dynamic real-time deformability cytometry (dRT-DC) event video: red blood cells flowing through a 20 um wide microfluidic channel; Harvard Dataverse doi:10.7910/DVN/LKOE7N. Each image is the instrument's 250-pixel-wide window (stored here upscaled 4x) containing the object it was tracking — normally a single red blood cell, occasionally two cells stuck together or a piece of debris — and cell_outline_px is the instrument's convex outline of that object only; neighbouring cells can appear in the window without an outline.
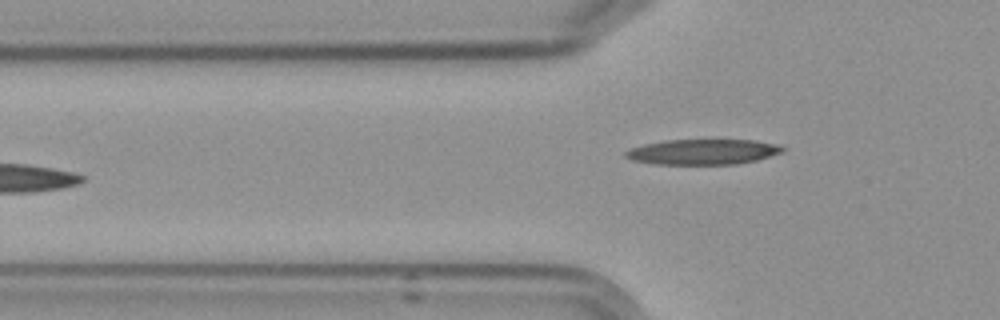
{"species": "Egyptian fruit bat (a non-hibernating species)", "species_latin": "Rousettus aegyptiacus", "temperature_condition": "cold", "stored_images_in_passage": 6, "camera_frame_rate_fps": 3000, "um_per_image_px": 0.085, "frame": {"image": 1, "passage_image": 6, "time_ms": 6.667, "image_size_px": [1000, 320], "cell_outline_px": [[784, 152], [756, 160], [736, 164], [656, 164], [632, 160], [624, 156], [624, 152], [632, 148], [644, 144], [664, 140], [756, 140], [780, 144], [784, 148]], "centroid_in_image_um": [59.77, 12.9], "position_along_channel_um": 66.0, "area_um2": 23.24}}